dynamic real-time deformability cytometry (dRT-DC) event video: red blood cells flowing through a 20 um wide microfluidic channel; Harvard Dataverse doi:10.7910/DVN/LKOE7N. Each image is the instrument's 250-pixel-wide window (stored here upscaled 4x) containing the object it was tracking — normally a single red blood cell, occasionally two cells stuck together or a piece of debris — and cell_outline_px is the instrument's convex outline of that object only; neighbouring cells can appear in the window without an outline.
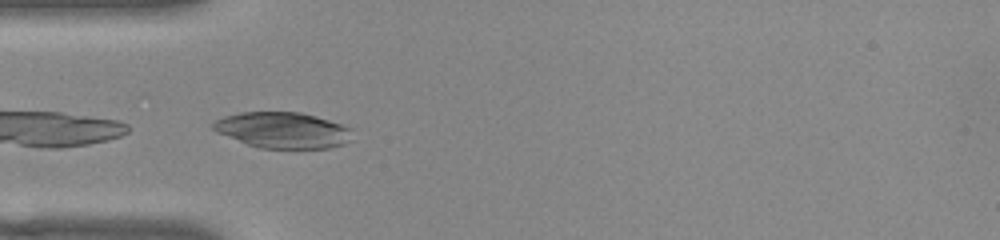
{"species": "common noctule bat (a hibernating species)", "species_latin": "Nyctalus noctula", "temperature_condition": "warm", "stored_images_in_passage": 5, "camera_frame_rate_fps": 3000, "um_per_image_px": 0.085, "animal": {"sex": "female", "body_mass_g": 22.0, "forearm_length_mm": 56.7}, "frame": {"image": 1, "passage_image": 1, "time_ms": 0.0, "image_size_px": [1000, 240], "cell_outline_px": [[352, 140], [344, 144], [328, 148], [260, 148], [248, 144], [216, 132], [212, 128], [212, 124], [216, 120], [224, 116], [240, 112], [300, 112], [316, 116], [352, 128]], "centroid_in_image_um": [24.06, 11.06], "position_along_channel_um": 60.9, "area_um2": 29.13}}